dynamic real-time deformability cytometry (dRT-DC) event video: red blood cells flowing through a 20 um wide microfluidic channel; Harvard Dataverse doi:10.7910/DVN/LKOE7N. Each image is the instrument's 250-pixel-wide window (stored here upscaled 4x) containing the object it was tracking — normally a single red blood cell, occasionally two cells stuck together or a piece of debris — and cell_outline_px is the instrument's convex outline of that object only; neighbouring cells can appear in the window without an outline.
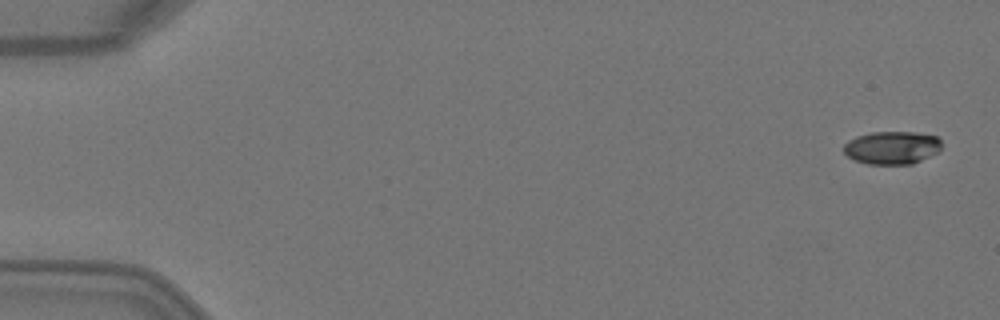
{"species": "Egyptian fruit bat (a non-hibernating species)", "species_latin": "Rousettus aegyptiacus", "temperature_condition": "warm", "stored_images_in_passage": 5, "camera_frame_rate_fps": 3000, "um_per_image_px": 0.085, "animal": {"sex": "female"}, "frame": {"image": 1, "passage_image": 1, "time_ms": 0.0, "image_size_px": [1000, 320], "cell_outline_px": [[940, 148], [936, 152], [912, 164], [868, 164], [856, 160], [848, 156], [844, 152], [844, 144], [848, 140], [856, 136], [872, 132], [916, 132], [936, 136], [940, 140]], "centroid_in_image_um": [75.79, 12.54], "position_along_channel_um": 9.2, "area_um2": 18.61}}
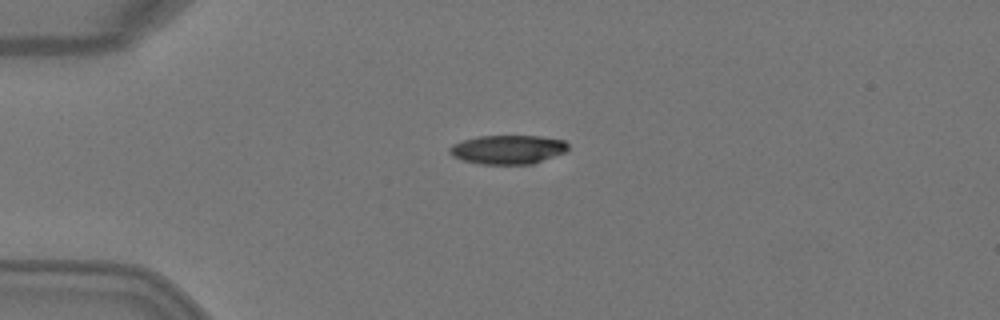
{"frame": {"image": 2, "passage_image": 4, "time_ms": 1.0, "image_size_px": [1000, 320], "cell_outline_px": [[568, 148], [564, 152], [532, 164], [480, 164], [464, 160], [452, 156], [448, 152], [448, 148], [452, 144], [464, 140], [480, 136], [540, 136], [564, 140], [568, 144]], "centroid_in_image_um": [43.14, 12.71], "position_along_channel_um": 41.9, "area_um2": 19.88}}